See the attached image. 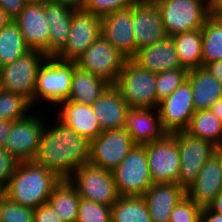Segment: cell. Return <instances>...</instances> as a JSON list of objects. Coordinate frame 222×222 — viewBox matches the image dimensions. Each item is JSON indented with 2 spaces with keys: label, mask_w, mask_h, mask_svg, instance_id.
Listing matches in <instances>:
<instances>
[{
  "label": "cell",
  "mask_w": 222,
  "mask_h": 222,
  "mask_svg": "<svg viewBox=\"0 0 222 222\" xmlns=\"http://www.w3.org/2000/svg\"><path fill=\"white\" fill-rule=\"evenodd\" d=\"M217 18L222 22V13L217 16Z\"/></svg>",
  "instance_id": "db71d44e"
},
{
  "label": "cell",
  "mask_w": 222,
  "mask_h": 222,
  "mask_svg": "<svg viewBox=\"0 0 222 222\" xmlns=\"http://www.w3.org/2000/svg\"><path fill=\"white\" fill-rule=\"evenodd\" d=\"M57 107V119L89 141L102 132L91 106L66 100L60 102Z\"/></svg>",
  "instance_id": "603a6c76"
},
{
  "label": "cell",
  "mask_w": 222,
  "mask_h": 222,
  "mask_svg": "<svg viewBox=\"0 0 222 222\" xmlns=\"http://www.w3.org/2000/svg\"><path fill=\"white\" fill-rule=\"evenodd\" d=\"M178 53L181 66L188 71L202 67L201 29L186 31L171 36Z\"/></svg>",
  "instance_id": "f1b7e54d"
},
{
  "label": "cell",
  "mask_w": 222,
  "mask_h": 222,
  "mask_svg": "<svg viewBox=\"0 0 222 222\" xmlns=\"http://www.w3.org/2000/svg\"><path fill=\"white\" fill-rule=\"evenodd\" d=\"M210 110L222 122V97L210 107Z\"/></svg>",
  "instance_id": "681fc988"
},
{
  "label": "cell",
  "mask_w": 222,
  "mask_h": 222,
  "mask_svg": "<svg viewBox=\"0 0 222 222\" xmlns=\"http://www.w3.org/2000/svg\"><path fill=\"white\" fill-rule=\"evenodd\" d=\"M130 108H157L156 73L128 59L114 84Z\"/></svg>",
  "instance_id": "5b68a950"
},
{
  "label": "cell",
  "mask_w": 222,
  "mask_h": 222,
  "mask_svg": "<svg viewBox=\"0 0 222 222\" xmlns=\"http://www.w3.org/2000/svg\"><path fill=\"white\" fill-rule=\"evenodd\" d=\"M89 157L90 141L57 119L51 128L45 124L34 161L61 180H68L81 165L89 162Z\"/></svg>",
  "instance_id": "6da1fadb"
},
{
  "label": "cell",
  "mask_w": 222,
  "mask_h": 222,
  "mask_svg": "<svg viewBox=\"0 0 222 222\" xmlns=\"http://www.w3.org/2000/svg\"><path fill=\"white\" fill-rule=\"evenodd\" d=\"M80 198L69 180H61L54 187L48 203L63 222H76Z\"/></svg>",
  "instance_id": "83f0119b"
},
{
  "label": "cell",
  "mask_w": 222,
  "mask_h": 222,
  "mask_svg": "<svg viewBox=\"0 0 222 222\" xmlns=\"http://www.w3.org/2000/svg\"><path fill=\"white\" fill-rule=\"evenodd\" d=\"M186 196L178 183L153 184L142 196L152 222H169L176 205Z\"/></svg>",
  "instance_id": "44dd1931"
},
{
  "label": "cell",
  "mask_w": 222,
  "mask_h": 222,
  "mask_svg": "<svg viewBox=\"0 0 222 222\" xmlns=\"http://www.w3.org/2000/svg\"><path fill=\"white\" fill-rule=\"evenodd\" d=\"M12 121L0 120V148H4L9 130L12 125Z\"/></svg>",
  "instance_id": "bcb514c9"
},
{
  "label": "cell",
  "mask_w": 222,
  "mask_h": 222,
  "mask_svg": "<svg viewBox=\"0 0 222 222\" xmlns=\"http://www.w3.org/2000/svg\"><path fill=\"white\" fill-rule=\"evenodd\" d=\"M19 161L4 148H0V188L5 190Z\"/></svg>",
  "instance_id": "ab89813d"
},
{
  "label": "cell",
  "mask_w": 222,
  "mask_h": 222,
  "mask_svg": "<svg viewBox=\"0 0 222 222\" xmlns=\"http://www.w3.org/2000/svg\"><path fill=\"white\" fill-rule=\"evenodd\" d=\"M167 37L201 29L211 16L209 0H155Z\"/></svg>",
  "instance_id": "277c9868"
},
{
  "label": "cell",
  "mask_w": 222,
  "mask_h": 222,
  "mask_svg": "<svg viewBox=\"0 0 222 222\" xmlns=\"http://www.w3.org/2000/svg\"><path fill=\"white\" fill-rule=\"evenodd\" d=\"M26 4V0H0V7L11 20L21 13Z\"/></svg>",
  "instance_id": "b9f144b4"
},
{
  "label": "cell",
  "mask_w": 222,
  "mask_h": 222,
  "mask_svg": "<svg viewBox=\"0 0 222 222\" xmlns=\"http://www.w3.org/2000/svg\"><path fill=\"white\" fill-rule=\"evenodd\" d=\"M202 208L187 195L173 209L169 222H199Z\"/></svg>",
  "instance_id": "74e56055"
},
{
  "label": "cell",
  "mask_w": 222,
  "mask_h": 222,
  "mask_svg": "<svg viewBox=\"0 0 222 222\" xmlns=\"http://www.w3.org/2000/svg\"><path fill=\"white\" fill-rule=\"evenodd\" d=\"M91 107L98 119L101 131L123 128L126 112L130 109L114 84H111Z\"/></svg>",
  "instance_id": "7402d4cb"
},
{
  "label": "cell",
  "mask_w": 222,
  "mask_h": 222,
  "mask_svg": "<svg viewBox=\"0 0 222 222\" xmlns=\"http://www.w3.org/2000/svg\"><path fill=\"white\" fill-rule=\"evenodd\" d=\"M133 26L136 53L167 37L159 7L155 1L136 0L133 3Z\"/></svg>",
  "instance_id": "2e32d148"
},
{
  "label": "cell",
  "mask_w": 222,
  "mask_h": 222,
  "mask_svg": "<svg viewBox=\"0 0 222 222\" xmlns=\"http://www.w3.org/2000/svg\"><path fill=\"white\" fill-rule=\"evenodd\" d=\"M132 60L141 68L156 74L182 67L171 37L138 50Z\"/></svg>",
  "instance_id": "cb8c5ba5"
},
{
  "label": "cell",
  "mask_w": 222,
  "mask_h": 222,
  "mask_svg": "<svg viewBox=\"0 0 222 222\" xmlns=\"http://www.w3.org/2000/svg\"><path fill=\"white\" fill-rule=\"evenodd\" d=\"M81 198L112 206L119 198L112 172L91 163L81 165L68 179Z\"/></svg>",
  "instance_id": "52a82bcc"
},
{
  "label": "cell",
  "mask_w": 222,
  "mask_h": 222,
  "mask_svg": "<svg viewBox=\"0 0 222 222\" xmlns=\"http://www.w3.org/2000/svg\"><path fill=\"white\" fill-rule=\"evenodd\" d=\"M102 35L128 59L136 55L133 5L101 17Z\"/></svg>",
  "instance_id": "ac0fdd59"
},
{
  "label": "cell",
  "mask_w": 222,
  "mask_h": 222,
  "mask_svg": "<svg viewBox=\"0 0 222 222\" xmlns=\"http://www.w3.org/2000/svg\"><path fill=\"white\" fill-rule=\"evenodd\" d=\"M153 184L178 183L180 157L177 141L167 133L162 139L145 144Z\"/></svg>",
  "instance_id": "8fae6325"
},
{
  "label": "cell",
  "mask_w": 222,
  "mask_h": 222,
  "mask_svg": "<svg viewBox=\"0 0 222 222\" xmlns=\"http://www.w3.org/2000/svg\"><path fill=\"white\" fill-rule=\"evenodd\" d=\"M76 66V61H64L47 56L38 69L34 106L41 102L40 100L54 104L55 107L60 102L68 100Z\"/></svg>",
  "instance_id": "3957f363"
},
{
  "label": "cell",
  "mask_w": 222,
  "mask_h": 222,
  "mask_svg": "<svg viewBox=\"0 0 222 222\" xmlns=\"http://www.w3.org/2000/svg\"><path fill=\"white\" fill-rule=\"evenodd\" d=\"M32 107L24 96L3 89L0 91V120H21L32 113Z\"/></svg>",
  "instance_id": "836d02e7"
},
{
  "label": "cell",
  "mask_w": 222,
  "mask_h": 222,
  "mask_svg": "<svg viewBox=\"0 0 222 222\" xmlns=\"http://www.w3.org/2000/svg\"><path fill=\"white\" fill-rule=\"evenodd\" d=\"M134 146L124 128L102 131L90 141L89 163L113 172Z\"/></svg>",
  "instance_id": "7c38bea8"
},
{
  "label": "cell",
  "mask_w": 222,
  "mask_h": 222,
  "mask_svg": "<svg viewBox=\"0 0 222 222\" xmlns=\"http://www.w3.org/2000/svg\"><path fill=\"white\" fill-rule=\"evenodd\" d=\"M34 222H63L49 203L34 209Z\"/></svg>",
  "instance_id": "60d3db41"
},
{
  "label": "cell",
  "mask_w": 222,
  "mask_h": 222,
  "mask_svg": "<svg viewBox=\"0 0 222 222\" xmlns=\"http://www.w3.org/2000/svg\"><path fill=\"white\" fill-rule=\"evenodd\" d=\"M222 189V148L214 152L202 167L186 195L201 208L208 207Z\"/></svg>",
  "instance_id": "d6986e66"
},
{
  "label": "cell",
  "mask_w": 222,
  "mask_h": 222,
  "mask_svg": "<svg viewBox=\"0 0 222 222\" xmlns=\"http://www.w3.org/2000/svg\"><path fill=\"white\" fill-rule=\"evenodd\" d=\"M158 110L162 127L167 133L185 131L195 113L189 81H184L170 96L164 98Z\"/></svg>",
  "instance_id": "9a60e30c"
},
{
  "label": "cell",
  "mask_w": 222,
  "mask_h": 222,
  "mask_svg": "<svg viewBox=\"0 0 222 222\" xmlns=\"http://www.w3.org/2000/svg\"><path fill=\"white\" fill-rule=\"evenodd\" d=\"M60 181L53 172L35 161L19 162L4 195L22 206L35 209L48 203L54 187Z\"/></svg>",
  "instance_id": "7a4b0ae2"
},
{
  "label": "cell",
  "mask_w": 222,
  "mask_h": 222,
  "mask_svg": "<svg viewBox=\"0 0 222 222\" xmlns=\"http://www.w3.org/2000/svg\"><path fill=\"white\" fill-rule=\"evenodd\" d=\"M136 0H87L84 10L103 17L109 13L131 7Z\"/></svg>",
  "instance_id": "f35d334b"
},
{
  "label": "cell",
  "mask_w": 222,
  "mask_h": 222,
  "mask_svg": "<svg viewBox=\"0 0 222 222\" xmlns=\"http://www.w3.org/2000/svg\"><path fill=\"white\" fill-rule=\"evenodd\" d=\"M110 85L106 79L76 66L68 100L91 106Z\"/></svg>",
  "instance_id": "4316f807"
},
{
  "label": "cell",
  "mask_w": 222,
  "mask_h": 222,
  "mask_svg": "<svg viewBox=\"0 0 222 222\" xmlns=\"http://www.w3.org/2000/svg\"><path fill=\"white\" fill-rule=\"evenodd\" d=\"M177 141L180 171L178 184L185 190L196 180L204 164L216 152L210 142L194 137L186 131L170 133Z\"/></svg>",
  "instance_id": "30bf717a"
},
{
  "label": "cell",
  "mask_w": 222,
  "mask_h": 222,
  "mask_svg": "<svg viewBox=\"0 0 222 222\" xmlns=\"http://www.w3.org/2000/svg\"><path fill=\"white\" fill-rule=\"evenodd\" d=\"M128 58L101 35L76 60L77 66L115 84Z\"/></svg>",
  "instance_id": "9c48e42d"
},
{
  "label": "cell",
  "mask_w": 222,
  "mask_h": 222,
  "mask_svg": "<svg viewBox=\"0 0 222 222\" xmlns=\"http://www.w3.org/2000/svg\"><path fill=\"white\" fill-rule=\"evenodd\" d=\"M87 0H50L52 3L63 4L74 10L84 9Z\"/></svg>",
  "instance_id": "f6af8a7d"
},
{
  "label": "cell",
  "mask_w": 222,
  "mask_h": 222,
  "mask_svg": "<svg viewBox=\"0 0 222 222\" xmlns=\"http://www.w3.org/2000/svg\"><path fill=\"white\" fill-rule=\"evenodd\" d=\"M112 222H152L142 196H119L111 206Z\"/></svg>",
  "instance_id": "1f68e13d"
},
{
  "label": "cell",
  "mask_w": 222,
  "mask_h": 222,
  "mask_svg": "<svg viewBox=\"0 0 222 222\" xmlns=\"http://www.w3.org/2000/svg\"><path fill=\"white\" fill-rule=\"evenodd\" d=\"M187 75L188 70L184 67L156 74L157 108L164 98L170 96L184 81L187 80Z\"/></svg>",
  "instance_id": "e575fe53"
},
{
  "label": "cell",
  "mask_w": 222,
  "mask_h": 222,
  "mask_svg": "<svg viewBox=\"0 0 222 222\" xmlns=\"http://www.w3.org/2000/svg\"><path fill=\"white\" fill-rule=\"evenodd\" d=\"M199 222H222V215L212 211L209 207H204L201 210Z\"/></svg>",
  "instance_id": "7bdbcfd3"
},
{
  "label": "cell",
  "mask_w": 222,
  "mask_h": 222,
  "mask_svg": "<svg viewBox=\"0 0 222 222\" xmlns=\"http://www.w3.org/2000/svg\"><path fill=\"white\" fill-rule=\"evenodd\" d=\"M14 21L30 50H37L49 56L50 28L45 15V4L27 3Z\"/></svg>",
  "instance_id": "e0dca14e"
},
{
  "label": "cell",
  "mask_w": 222,
  "mask_h": 222,
  "mask_svg": "<svg viewBox=\"0 0 222 222\" xmlns=\"http://www.w3.org/2000/svg\"><path fill=\"white\" fill-rule=\"evenodd\" d=\"M3 195H4V190L2 188H0V199Z\"/></svg>",
  "instance_id": "f5cc1de1"
},
{
  "label": "cell",
  "mask_w": 222,
  "mask_h": 222,
  "mask_svg": "<svg viewBox=\"0 0 222 222\" xmlns=\"http://www.w3.org/2000/svg\"><path fill=\"white\" fill-rule=\"evenodd\" d=\"M205 67L222 84V60L210 62Z\"/></svg>",
  "instance_id": "ee69618b"
},
{
  "label": "cell",
  "mask_w": 222,
  "mask_h": 222,
  "mask_svg": "<svg viewBox=\"0 0 222 222\" xmlns=\"http://www.w3.org/2000/svg\"><path fill=\"white\" fill-rule=\"evenodd\" d=\"M2 90V86H1V76H0V91Z\"/></svg>",
  "instance_id": "11a10c76"
},
{
  "label": "cell",
  "mask_w": 222,
  "mask_h": 222,
  "mask_svg": "<svg viewBox=\"0 0 222 222\" xmlns=\"http://www.w3.org/2000/svg\"><path fill=\"white\" fill-rule=\"evenodd\" d=\"M212 211L222 215V189L208 206Z\"/></svg>",
  "instance_id": "c3c4849f"
},
{
  "label": "cell",
  "mask_w": 222,
  "mask_h": 222,
  "mask_svg": "<svg viewBox=\"0 0 222 222\" xmlns=\"http://www.w3.org/2000/svg\"><path fill=\"white\" fill-rule=\"evenodd\" d=\"M123 128L139 145L162 139L167 134L162 127L158 108H130L126 112Z\"/></svg>",
  "instance_id": "ffe728a7"
},
{
  "label": "cell",
  "mask_w": 222,
  "mask_h": 222,
  "mask_svg": "<svg viewBox=\"0 0 222 222\" xmlns=\"http://www.w3.org/2000/svg\"><path fill=\"white\" fill-rule=\"evenodd\" d=\"M210 15L217 17L222 13V0H209Z\"/></svg>",
  "instance_id": "7dc6e473"
},
{
  "label": "cell",
  "mask_w": 222,
  "mask_h": 222,
  "mask_svg": "<svg viewBox=\"0 0 222 222\" xmlns=\"http://www.w3.org/2000/svg\"><path fill=\"white\" fill-rule=\"evenodd\" d=\"M47 56L37 50H30L12 63L0 68L3 90L27 98L34 107V90L40 65Z\"/></svg>",
  "instance_id": "ba28073f"
},
{
  "label": "cell",
  "mask_w": 222,
  "mask_h": 222,
  "mask_svg": "<svg viewBox=\"0 0 222 222\" xmlns=\"http://www.w3.org/2000/svg\"><path fill=\"white\" fill-rule=\"evenodd\" d=\"M30 48L14 20L0 31V68L25 55Z\"/></svg>",
  "instance_id": "4dcf8cb0"
},
{
  "label": "cell",
  "mask_w": 222,
  "mask_h": 222,
  "mask_svg": "<svg viewBox=\"0 0 222 222\" xmlns=\"http://www.w3.org/2000/svg\"><path fill=\"white\" fill-rule=\"evenodd\" d=\"M101 35L100 16L84 9L75 10L65 46L54 57L64 61H76Z\"/></svg>",
  "instance_id": "4fadbf2b"
},
{
  "label": "cell",
  "mask_w": 222,
  "mask_h": 222,
  "mask_svg": "<svg viewBox=\"0 0 222 222\" xmlns=\"http://www.w3.org/2000/svg\"><path fill=\"white\" fill-rule=\"evenodd\" d=\"M185 131L210 142L217 149L222 148V122L210 109L195 111Z\"/></svg>",
  "instance_id": "f546056e"
},
{
  "label": "cell",
  "mask_w": 222,
  "mask_h": 222,
  "mask_svg": "<svg viewBox=\"0 0 222 222\" xmlns=\"http://www.w3.org/2000/svg\"><path fill=\"white\" fill-rule=\"evenodd\" d=\"M202 67L213 61L222 60V22L210 16L201 28Z\"/></svg>",
  "instance_id": "d6a6232c"
},
{
  "label": "cell",
  "mask_w": 222,
  "mask_h": 222,
  "mask_svg": "<svg viewBox=\"0 0 222 222\" xmlns=\"http://www.w3.org/2000/svg\"><path fill=\"white\" fill-rule=\"evenodd\" d=\"M33 114V115H32ZM13 121L7 136L4 149L19 162L34 161L39 151L40 136L45 121L35 115Z\"/></svg>",
  "instance_id": "5bb4252c"
},
{
  "label": "cell",
  "mask_w": 222,
  "mask_h": 222,
  "mask_svg": "<svg viewBox=\"0 0 222 222\" xmlns=\"http://www.w3.org/2000/svg\"><path fill=\"white\" fill-rule=\"evenodd\" d=\"M11 19L6 15L5 11L0 7V31L9 23Z\"/></svg>",
  "instance_id": "f907efd6"
},
{
  "label": "cell",
  "mask_w": 222,
  "mask_h": 222,
  "mask_svg": "<svg viewBox=\"0 0 222 222\" xmlns=\"http://www.w3.org/2000/svg\"><path fill=\"white\" fill-rule=\"evenodd\" d=\"M112 174L120 196H143L153 185L145 144H135Z\"/></svg>",
  "instance_id": "8992f818"
},
{
  "label": "cell",
  "mask_w": 222,
  "mask_h": 222,
  "mask_svg": "<svg viewBox=\"0 0 222 222\" xmlns=\"http://www.w3.org/2000/svg\"><path fill=\"white\" fill-rule=\"evenodd\" d=\"M0 222H34V209L3 195L0 199Z\"/></svg>",
  "instance_id": "8d00e7d4"
},
{
  "label": "cell",
  "mask_w": 222,
  "mask_h": 222,
  "mask_svg": "<svg viewBox=\"0 0 222 222\" xmlns=\"http://www.w3.org/2000/svg\"><path fill=\"white\" fill-rule=\"evenodd\" d=\"M74 12V9L63 4L45 3V15L50 28L49 56H55L65 46Z\"/></svg>",
  "instance_id": "484cf974"
},
{
  "label": "cell",
  "mask_w": 222,
  "mask_h": 222,
  "mask_svg": "<svg viewBox=\"0 0 222 222\" xmlns=\"http://www.w3.org/2000/svg\"><path fill=\"white\" fill-rule=\"evenodd\" d=\"M187 80L191 85L195 111L210 109L222 97V84L206 67L189 70Z\"/></svg>",
  "instance_id": "d4e9b609"
},
{
  "label": "cell",
  "mask_w": 222,
  "mask_h": 222,
  "mask_svg": "<svg viewBox=\"0 0 222 222\" xmlns=\"http://www.w3.org/2000/svg\"><path fill=\"white\" fill-rule=\"evenodd\" d=\"M76 222H112L111 206L80 198Z\"/></svg>",
  "instance_id": "d590c367"
},
{
  "label": "cell",
  "mask_w": 222,
  "mask_h": 222,
  "mask_svg": "<svg viewBox=\"0 0 222 222\" xmlns=\"http://www.w3.org/2000/svg\"><path fill=\"white\" fill-rule=\"evenodd\" d=\"M27 3H47L50 2V0H26Z\"/></svg>",
  "instance_id": "816d5d0a"
}]
</instances>
